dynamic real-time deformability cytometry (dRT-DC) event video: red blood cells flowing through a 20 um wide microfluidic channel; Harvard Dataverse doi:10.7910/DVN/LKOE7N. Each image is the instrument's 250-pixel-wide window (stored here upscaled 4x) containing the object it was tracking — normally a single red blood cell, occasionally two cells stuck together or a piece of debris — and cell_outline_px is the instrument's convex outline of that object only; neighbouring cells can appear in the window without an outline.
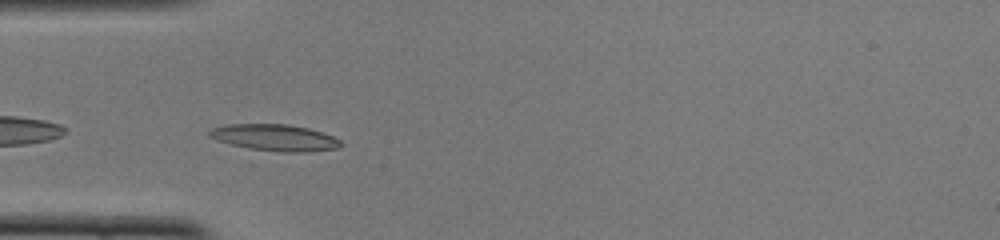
{"species": "common noctule bat (a hibernating species)", "species_latin": "Nyctalus noctula", "temperature_condition": "cold", "stored_images_in_passage": 37, "camera_frame_rate_fps": 3000, "um_per_image_px": 0.085, "animal": {"sex": "female", "body_mass_g": 22.0, "forearm_length_mm": 56.7}, "frame": {"image": 1, "passage_image": 2, "time_ms": 0.333, "image_size_px": [1000, 240], "cell_outline_px": [[340, 148], [308, 152], [280, 152], [252, 148], [232, 144], [216, 140], [208, 136], [208, 132], [212, 128], [224, 124], [288, 124], [308, 128], [332, 136], [340, 140]], "centroid_in_image_um": [23.35, 11.69], "position_along_channel_um": 61.7, "area_um2": 20.17}}
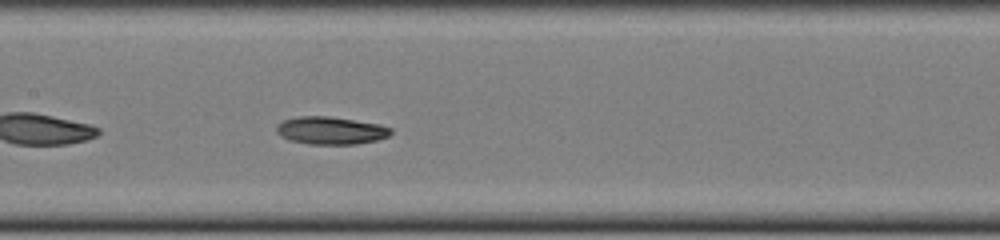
{"frame": {"image": 2, "passage_image": 11, "time_ms": 3.333, "image_size_px": [1000, 240], "cell_outline_px": [[392, 132], [388, 136], [376, 140], [356, 144], [308, 144], [288, 140], [280, 136], [276, 132], [276, 124], [284, 120], [296, 116], [328, 116], [380, 124], [392, 128]], "centroid_in_image_um": [28.08, 11.09], "position_along_channel_um": 179.3, "area_um2": 18.55}}
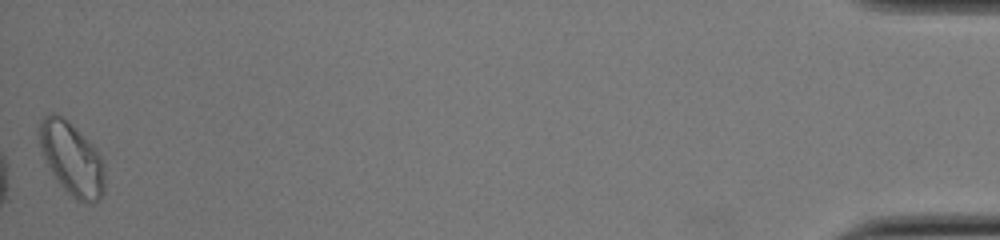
{"frame": {"image": 3, "passage_image": 37, "time_ms": 12.0, "image_size_px": [1000, 240], "cell_outline_px": [[104, 192], [100, 200], [92, 204], [88, 204], [76, 200], [60, 184], [52, 172], [44, 156], [36, 132], [40, 120], [44, 116], [52, 112], [56, 112], [92, 144], [96, 148], [104, 160]], "centroid_in_image_um": [6.11, 13.5], "position_along_channel_um": 429.1, "area_um2": 27.74}, "authors_computed_cell_mechanics": {"area_um2": 18.8428, "velocity_mm_per_s": 3.9713, "shape_relaxation_time_tau1_ms": 3.4751, "shape_relaxation_time_tau2_ms": null, "deformation_change_tau1": 0.1171, "deformation_change_tau2": null}}